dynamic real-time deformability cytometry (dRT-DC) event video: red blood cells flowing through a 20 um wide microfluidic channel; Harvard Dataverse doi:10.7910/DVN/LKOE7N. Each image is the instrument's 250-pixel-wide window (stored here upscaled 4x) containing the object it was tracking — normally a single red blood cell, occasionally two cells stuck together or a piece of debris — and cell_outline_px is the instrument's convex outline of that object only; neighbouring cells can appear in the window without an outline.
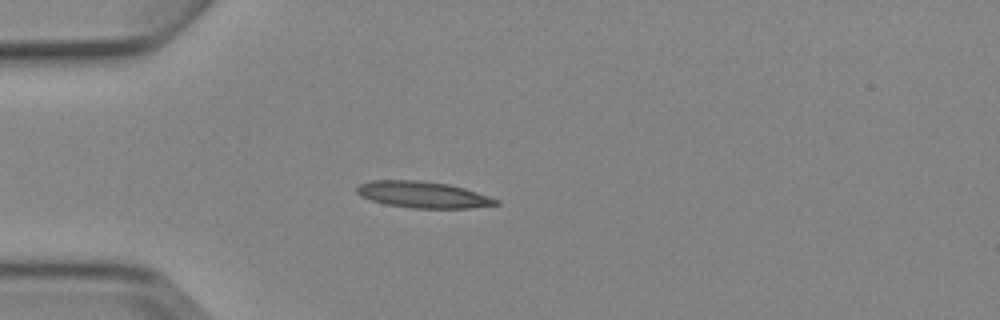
{"species": "Egyptian fruit bat (a non-hibernating species)", "species_latin": "Rousettus aegyptiacus", "temperature_condition": "cold", "stored_images_in_passage": 4, "camera_frame_rate_fps": 3000, "um_per_image_px": 0.085, "animal": {"sex": "female"}, "frame": {"image": 1, "passage_image": 3, "time_ms": 3.333, "image_size_px": [1000, 320], "cell_outline_px": [[500, 204], [468, 208], [412, 208], [384, 204], [360, 196], [356, 192], [356, 188], [360, 184], [368, 180], [420, 180], [448, 184], [464, 188], [500, 200]], "centroid_in_image_um": [35.92, 16.54], "position_along_channel_um": 49.1, "area_um2": 21.44}}